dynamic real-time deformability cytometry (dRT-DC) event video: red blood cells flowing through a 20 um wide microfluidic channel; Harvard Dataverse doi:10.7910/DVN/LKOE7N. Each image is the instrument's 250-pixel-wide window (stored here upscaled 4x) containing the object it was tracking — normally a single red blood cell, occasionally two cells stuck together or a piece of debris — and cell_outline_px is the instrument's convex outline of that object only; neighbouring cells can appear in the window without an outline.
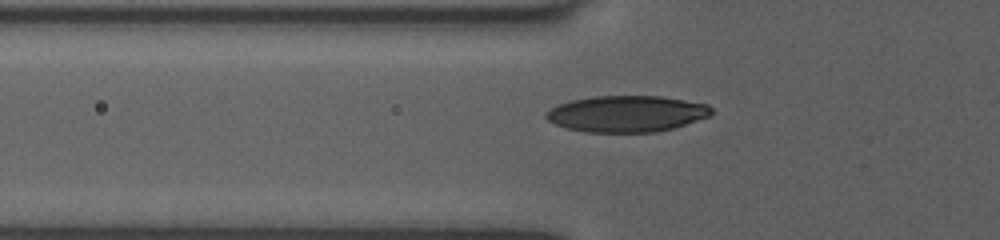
{"species": "human", "species_latin": "Homo sapiens", "temperature_condition": "room temperature", "stored_images_in_passage": 42, "camera_frame_rate_fps": 3000, "um_per_image_px": 0.085, "donor": {"sex": "female"}, "frame": {"image": 1, "passage_image": 8, "time_ms": 2.333, "image_size_px": [1000, 240], "cell_outline_px": [[712, 116], [676, 128], [656, 132], [584, 132], [564, 128], [548, 120], [544, 116], [544, 112], [556, 104], [568, 100], [592, 96], [660, 96], [708, 104], [712, 108]], "centroid_in_image_um": [53.25, 9.67], "position_along_channel_um": 72.5, "area_um2": 35.6}}
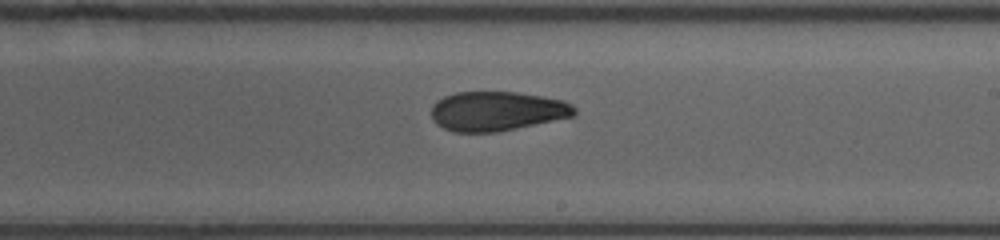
{"frame": {"image": 2, "passage_image": 21, "time_ms": 6.667, "image_size_px": [1000, 240], "cell_outline_px": [[576, 112], [572, 116], [516, 128], [496, 132], [452, 132], [436, 124], [432, 120], [432, 104], [436, 100], [444, 96], [456, 92], [516, 92], [540, 96], [560, 100], [572, 104], [576, 108]], "centroid_in_image_um": [42.18, 9.44], "position_along_channel_um": 246.8, "area_um2": 32.71}}
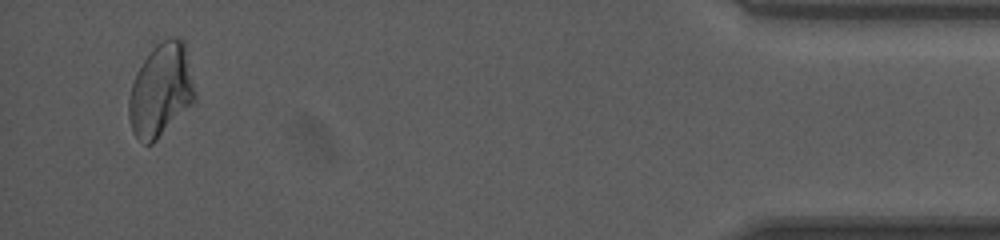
{"frame": {"image": 3, "passage_image": 39, "time_ms": 12.667, "image_size_px": [1000, 240], "cell_outline_px": [[196, 100], [152, 144], [144, 144], [132, 132], [128, 116], [128, 100], [132, 84], [136, 72], [152, 48], [156, 44], [168, 36], [176, 36], [184, 40], [196, 92]], "centroid_in_image_um": [13.68, 7.65], "position_along_channel_um": 421.5, "area_um2": 36.01}}